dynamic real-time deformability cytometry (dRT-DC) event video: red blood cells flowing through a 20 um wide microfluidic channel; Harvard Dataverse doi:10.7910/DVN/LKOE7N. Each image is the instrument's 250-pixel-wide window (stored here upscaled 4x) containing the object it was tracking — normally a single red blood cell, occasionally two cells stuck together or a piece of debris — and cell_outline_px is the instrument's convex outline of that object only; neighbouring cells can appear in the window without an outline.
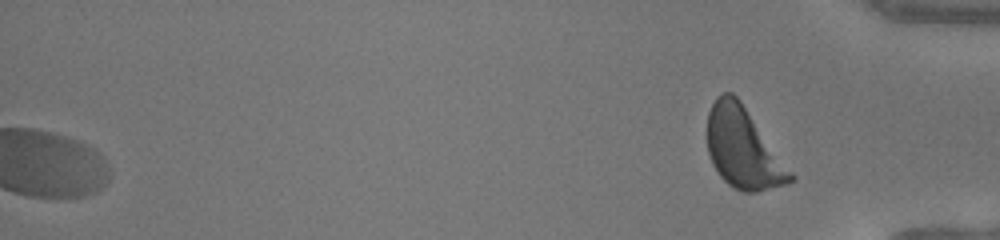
{"species": "human", "species_latin": "Homo sapiens", "temperature_condition": "warm", "stored_images_in_passage": 49, "segment_of_instrument_passage": [2, 2], "camera_frame_rate_fps": 3000, "um_per_image_px": 0.085, "donor": {"sex": "female"}, "frame": {"image": 1, "passage_image": 49, "time_ms": 16.0, "image_size_px": [1000, 240], "cell_outline_px": [[796, 180], [788, 184], [756, 192], [744, 192], [732, 188], [720, 176], [712, 164], [708, 152], [708, 112], [716, 96], [724, 92], [732, 92], [740, 100], [796, 176]], "centroid_in_image_um": [63.18, 12.62], "position_along_channel_um": 372.0, "area_um2": 39.13}}